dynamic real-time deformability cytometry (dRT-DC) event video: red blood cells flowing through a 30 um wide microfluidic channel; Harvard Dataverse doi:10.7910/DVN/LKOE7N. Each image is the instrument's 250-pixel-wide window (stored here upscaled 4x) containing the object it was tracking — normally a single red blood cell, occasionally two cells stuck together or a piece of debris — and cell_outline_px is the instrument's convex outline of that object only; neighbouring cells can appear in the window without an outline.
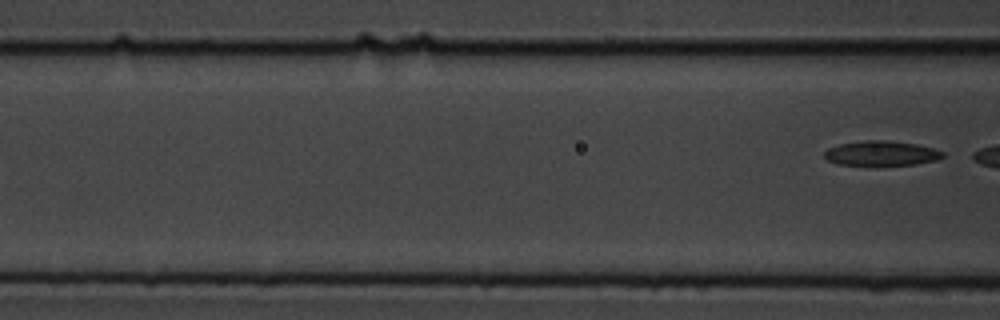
{"species": "common noctule bat (a hibernating species)", "species_latin": "Nyctalus noctula", "temperature_condition": "cold", "stored_images_in_passage": 7, "camera_frame_rate_fps": 3000, "um_per_image_px": 0.085, "animal": {"sex": "male", "body_mass_g": 19.5, "forearm_length_mm": 54.6}, "frame": {"image": 1, "passage_image": 7, "time_ms": 8.667, "image_size_px": [1000, 320], "cell_outline_px": [[944, 156], [936, 160], [912, 164], [836, 164], [828, 160], [824, 156], [824, 152], [828, 148], [840, 144], [864, 140], [884, 140], [916, 144], [932, 148], [944, 152]], "centroid_in_image_um": [74.89, 13.01], "position_along_channel_um": 91.7, "area_um2": 16.65}}